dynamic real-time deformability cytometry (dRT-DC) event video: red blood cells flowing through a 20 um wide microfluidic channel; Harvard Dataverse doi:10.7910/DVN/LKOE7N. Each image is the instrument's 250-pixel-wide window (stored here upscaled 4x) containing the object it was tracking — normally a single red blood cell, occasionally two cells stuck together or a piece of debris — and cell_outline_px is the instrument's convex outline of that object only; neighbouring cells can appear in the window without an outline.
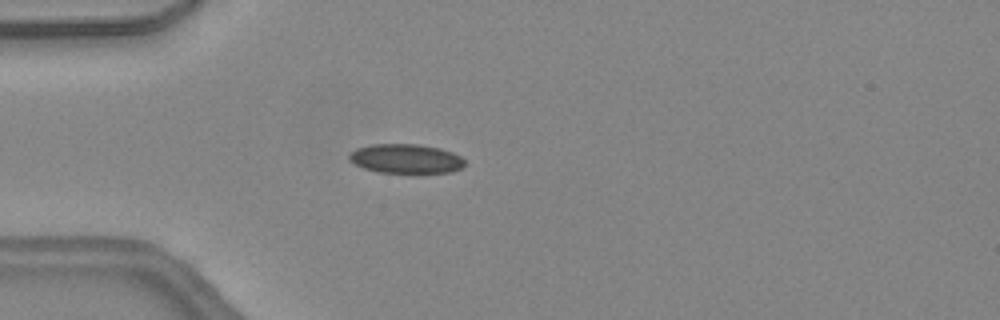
{"species": "common noctule bat (a hibernating species)", "species_latin": "Nyctalus noctula", "temperature_condition": "warm", "stored_images_in_passage": 34, "camera_frame_rate_fps": 3000, "um_per_image_px": 0.085, "animal": {"sex": "female", "body_mass_g": 24.6, "forearm_length_mm": 56.2}, "frame": {"image": 1, "passage_image": 1, "time_ms": 0.0, "image_size_px": [1000, 320], "cell_outline_px": [[464, 164], [460, 168], [452, 172], [376, 172], [364, 168], [348, 160], [348, 156], [356, 148], [372, 144], [420, 144], [440, 148], [452, 152], [460, 156], [464, 160]], "centroid_in_image_um": [34.48, 13.47], "position_along_channel_um": 50.5, "area_um2": 19.59}}
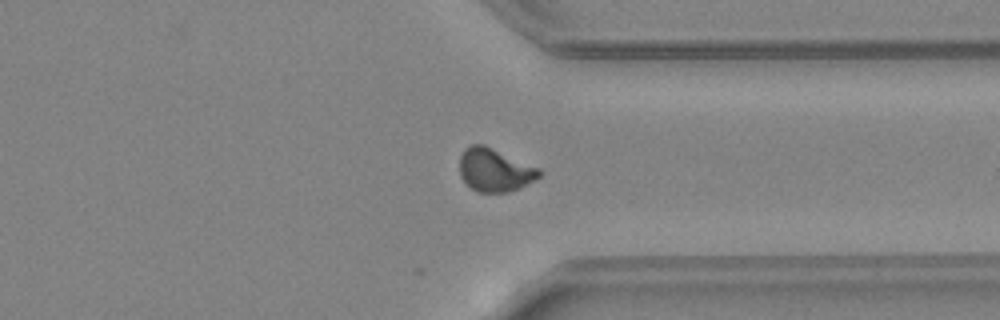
{"frame": {"image": 2, "passage_image": 23, "time_ms": 7.333, "image_size_px": [1000, 320], "cell_outline_px": [[540, 176], [536, 180], [520, 188], [508, 192], [476, 192], [464, 184], [460, 176], [460, 156], [464, 148], [472, 144], [484, 144], [540, 168]], "centroid_in_image_um": [42.03, 14.46], "position_along_channel_um": 369.4, "area_um2": 20.35}}
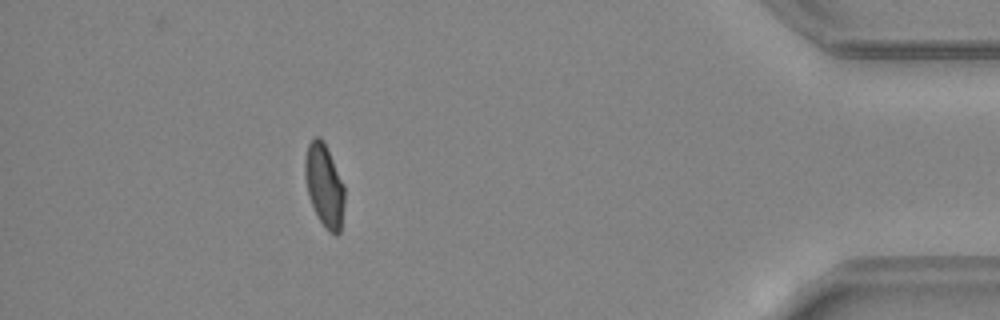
{"frame": {"image": 3, "passage_image": 29, "time_ms": 9.333, "image_size_px": [1000, 320], "cell_outline_px": [[344, 204], [340, 232], [336, 236], [328, 232], [320, 220], [312, 204], [308, 192], [304, 176], [304, 160], [308, 144], [312, 136], [320, 136], [324, 140], [344, 184]], "centroid_in_image_um": [27.57, 15.72], "position_along_channel_um": 407.6, "area_um2": 19.25}, "authors_computed_cell_mechanics": {"area_um2": 19.5364, "velocity_mm_per_s": 4.5327, "shape_relaxation_time_tau1_ms": null, "shape_relaxation_time_tau2_ms": 1.0312, "deformation_change_tau1": null, "deformation_change_tau2": 0.0454}}